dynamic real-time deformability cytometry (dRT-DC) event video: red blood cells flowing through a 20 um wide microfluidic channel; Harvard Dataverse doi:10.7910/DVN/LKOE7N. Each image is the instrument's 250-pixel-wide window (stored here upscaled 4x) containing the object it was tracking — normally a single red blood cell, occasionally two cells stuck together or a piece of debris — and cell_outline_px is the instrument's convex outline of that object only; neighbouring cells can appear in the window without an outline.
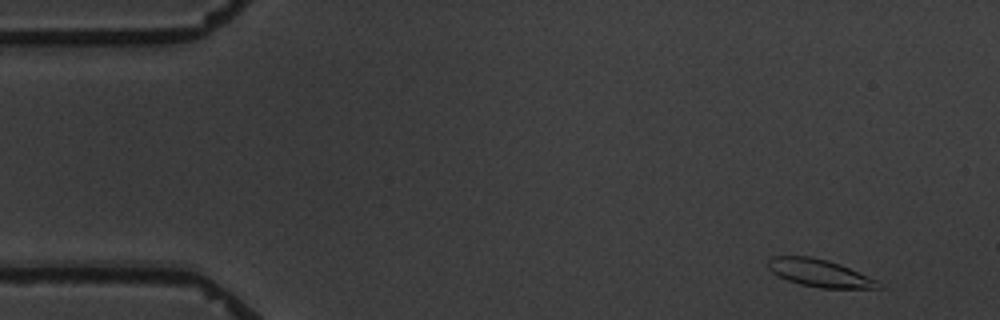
{"species": "common noctule bat (a hibernating species)", "species_latin": "Nyctalus noctula", "temperature_condition": "warm", "stored_images_in_passage": 5, "camera_frame_rate_fps": 3000, "um_per_image_px": 0.085, "animal": {"sex": "male", "body_mass_g": 19.5, "forearm_length_mm": 54.6}, "frame": {"image": 1, "passage_image": 1, "time_ms": 0.0, "image_size_px": [1000, 320], "cell_outline_px": [[884, 288], [820, 288], [800, 284], [788, 280], [772, 272], [768, 268], [768, 260], [772, 256], [812, 256], [828, 260], [840, 264], [868, 276], [884, 284]], "centroid_in_image_um": [69.69, 23.21], "position_along_channel_um": 15.3, "area_um2": 17.69}}